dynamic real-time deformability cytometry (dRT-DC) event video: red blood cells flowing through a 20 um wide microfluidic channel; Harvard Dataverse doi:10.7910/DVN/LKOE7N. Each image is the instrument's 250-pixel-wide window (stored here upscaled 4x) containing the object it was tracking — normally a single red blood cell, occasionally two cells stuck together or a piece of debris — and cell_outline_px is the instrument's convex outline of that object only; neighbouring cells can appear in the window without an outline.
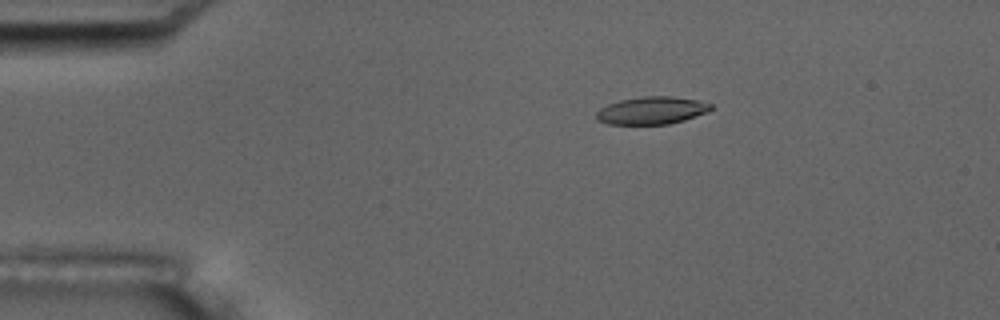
{"species": "common noctule bat (a hibernating species)", "species_latin": "Nyctalus noctula", "temperature_condition": "room temperature", "stored_images_in_passage": 5, "camera_frame_rate_fps": 3000, "um_per_image_px": 0.085, "animal": {"sex": "male", "body_mass_g": 17.5, "forearm_length_mm": 52.3}, "frame": {"image": 1, "passage_image": 3, "time_ms": 2.333, "image_size_px": [1000, 320], "cell_outline_px": [[712, 108], [708, 112], [684, 120], [668, 124], [608, 124], [596, 120], [596, 112], [600, 108], [608, 104], [620, 100], [644, 96], [672, 96], [696, 100], [712, 104]], "centroid_in_image_um": [55.38, 9.39], "position_along_channel_um": 29.6, "area_um2": 18.38}}